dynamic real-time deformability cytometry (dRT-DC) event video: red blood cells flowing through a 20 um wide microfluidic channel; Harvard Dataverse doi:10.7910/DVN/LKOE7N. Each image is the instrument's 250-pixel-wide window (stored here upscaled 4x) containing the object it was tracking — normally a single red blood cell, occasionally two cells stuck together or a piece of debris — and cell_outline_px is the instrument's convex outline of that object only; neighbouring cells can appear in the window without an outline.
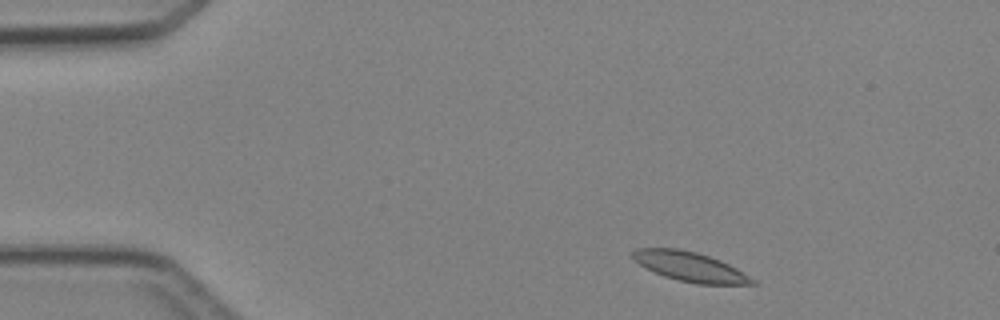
{"species": "Egyptian fruit bat (a non-hibernating species)", "species_latin": "Rousettus aegyptiacus", "temperature_condition": "cold", "stored_images_in_passage": 3, "camera_frame_rate_fps": 3000, "um_per_image_px": 0.085, "animal": {"sex": "female"}, "frame": {"image": 1, "passage_image": 1, "time_ms": 0.0, "image_size_px": [1000, 320], "cell_outline_px": [[760, 284], [696, 284], [664, 276], [644, 268], [632, 260], [632, 252], [636, 248], [676, 248], [696, 252], [720, 260], [736, 268], [756, 280]], "centroid_in_image_um": [58.62, 22.67], "position_along_channel_um": 26.4, "area_um2": 20.58}}
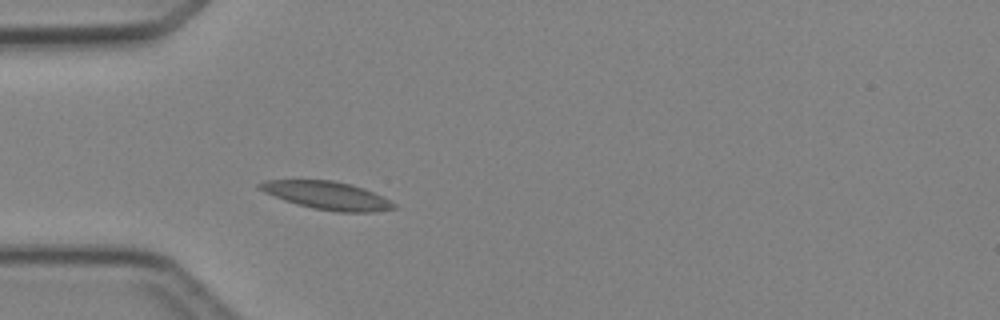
{"frame": {"image": 2, "passage_image": 3, "time_ms": 2.333, "image_size_px": [1000, 320], "cell_outline_px": [[396, 208], [372, 212], [340, 212], [312, 208], [296, 204], [284, 200], [264, 192], [256, 188], [256, 184], [264, 180], [332, 180], [352, 184], [364, 188], [396, 204]], "centroid_in_image_um": [27.75, 16.61], "position_along_channel_um": 57.3, "area_um2": 21.85}}